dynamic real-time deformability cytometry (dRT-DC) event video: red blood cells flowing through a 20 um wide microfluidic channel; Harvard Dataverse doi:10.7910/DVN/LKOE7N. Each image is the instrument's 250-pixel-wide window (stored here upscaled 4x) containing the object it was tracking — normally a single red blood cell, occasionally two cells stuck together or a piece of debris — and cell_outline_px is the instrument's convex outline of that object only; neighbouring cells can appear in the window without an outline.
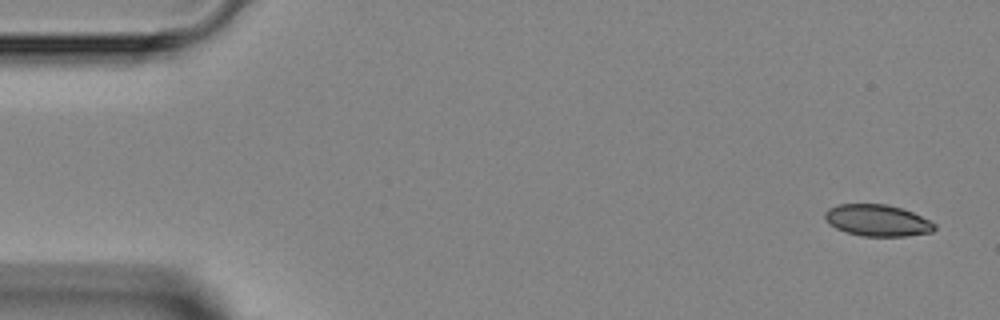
{"species": "Egyptian fruit bat (a non-hibernating species)", "species_latin": "Rousettus aegyptiacus", "temperature_condition": "room temperature", "stored_images_in_passage": 7, "camera_frame_rate_fps": 3000, "um_per_image_px": 0.085, "animal": {"sex": "female"}, "frame": {"image": 1, "passage_image": 1, "time_ms": 0.0, "image_size_px": [1000, 320], "cell_outline_px": [[936, 228], [932, 232], [904, 236], [864, 236], [848, 232], [836, 228], [828, 224], [824, 216], [824, 212], [828, 208], [836, 204], [888, 204], [912, 212], [936, 224]], "centroid_in_image_um": [74.55, 18.72], "position_along_channel_um": 10.5, "area_um2": 20.11}}
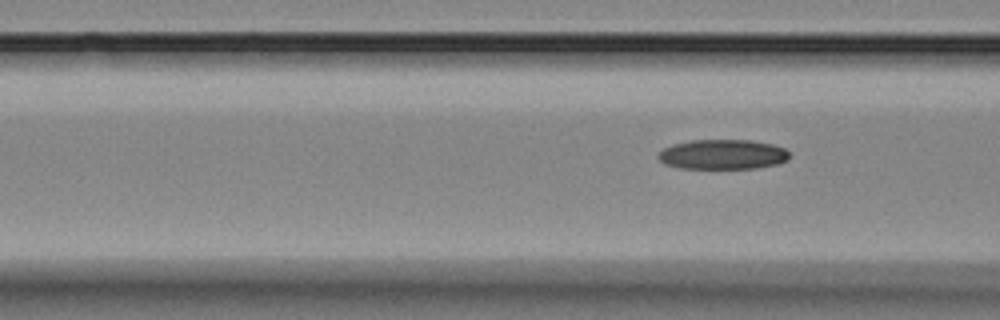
{"frame": {"image": 2, "passage_image": 7, "time_ms": 7.667, "image_size_px": [1000, 320], "cell_outline_px": [[788, 160], [776, 164], [756, 168], [680, 168], [664, 164], [656, 156], [664, 148], [672, 144], [692, 140], [752, 140], [772, 144], [784, 148], [788, 152]], "centroid_in_image_um": [61.41, 13.12], "position_along_channel_um": 105.2, "area_um2": 22.77}}